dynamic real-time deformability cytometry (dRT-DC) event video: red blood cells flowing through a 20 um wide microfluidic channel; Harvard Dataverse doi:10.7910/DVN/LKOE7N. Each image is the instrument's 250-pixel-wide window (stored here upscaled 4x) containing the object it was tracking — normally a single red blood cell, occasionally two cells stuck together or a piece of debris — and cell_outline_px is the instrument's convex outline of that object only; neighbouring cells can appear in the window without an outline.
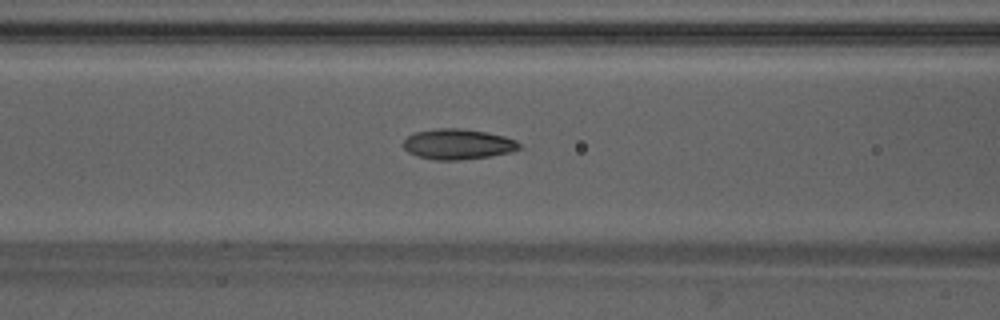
{"species": "Egyptian fruit bat (a non-hibernating species)", "species_latin": "Rousettus aegyptiacus", "temperature_condition": "warm", "stored_images_in_passage": 38, "camera_frame_rate_fps": 3000, "um_per_image_px": 0.085, "animal": {"sex": "male"}, "frame": {"image": 1, "passage_image": 18, "time_ms": 5.667, "image_size_px": [1000, 320], "cell_outline_px": [[520, 148], [512, 152], [488, 156], [460, 160], [436, 160], [420, 156], [408, 152], [404, 148], [404, 140], [408, 136], [416, 132], [436, 128], [460, 128], [484, 132], [504, 136], [516, 140], [520, 144]], "centroid_in_image_um": [38.93, 12.25], "position_along_channel_um": 127.7, "area_um2": 20.35}}
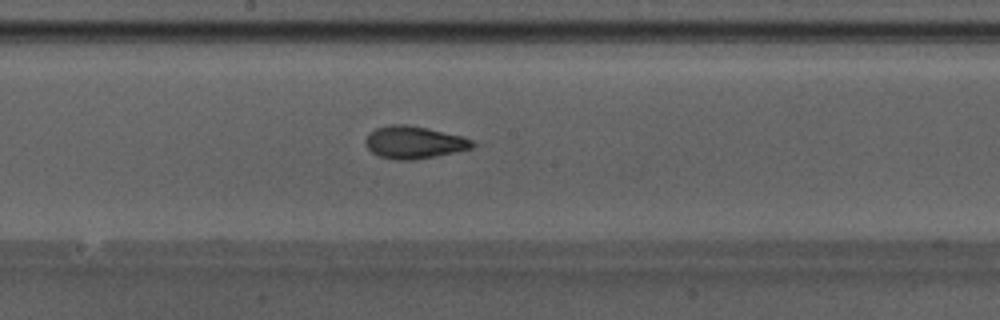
{"frame": {"image": 2, "passage_image": 24, "time_ms": 7.667, "image_size_px": [1000, 320], "cell_outline_px": [[476, 144], [472, 148], [436, 156], [412, 160], [396, 160], [380, 156], [372, 152], [364, 144], [364, 140], [368, 132], [376, 128], [392, 124], [404, 124], [428, 128], [460, 136], [472, 140]], "centroid_in_image_um": [35.15, 12.1], "position_along_channel_um": 213.1, "area_um2": 20.17}}
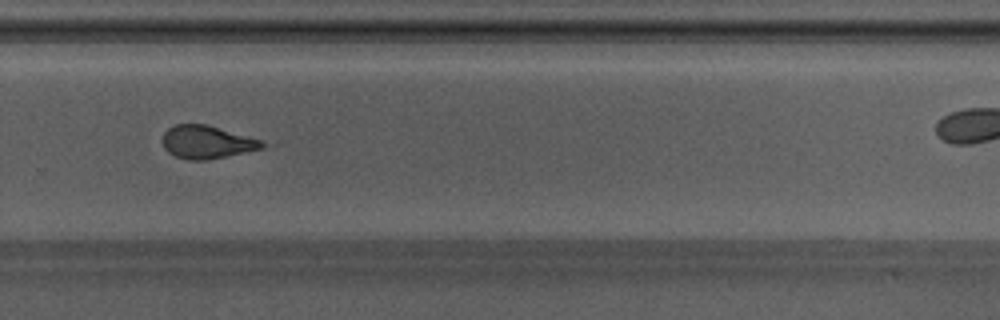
{"frame": {"image": 3, "passage_image": 31, "time_ms": 10.0, "image_size_px": [1000, 320], "cell_outline_px": [[276, 144], [264, 148], [208, 160], [188, 160], [176, 156], [168, 152], [164, 148], [164, 132], [168, 128], [176, 124], [208, 124]], "centroid_in_image_um": [17.69, 12.07], "position_along_channel_um": 312.1, "area_um2": 19.48}}